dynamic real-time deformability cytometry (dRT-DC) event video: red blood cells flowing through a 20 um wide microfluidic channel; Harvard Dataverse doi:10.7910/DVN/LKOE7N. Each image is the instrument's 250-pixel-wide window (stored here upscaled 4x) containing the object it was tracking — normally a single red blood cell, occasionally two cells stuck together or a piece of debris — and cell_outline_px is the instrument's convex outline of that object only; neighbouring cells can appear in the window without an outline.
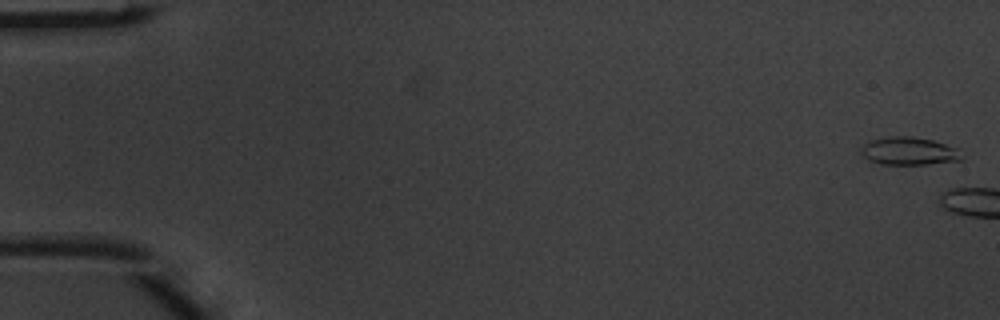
{"species": "common noctule bat (a hibernating species)", "species_latin": "Nyctalus noctula", "temperature_condition": "warm", "stored_images_in_passage": 5, "camera_frame_rate_fps": 3000, "um_per_image_px": 0.085, "animal": {"sex": "male", "body_mass_g": 20.1, "forearm_length_mm": 53.5}, "frame": {"image": 1, "passage_image": 1, "time_ms": 0.0, "image_size_px": [1000, 320], "cell_outline_px": [[964, 160], [928, 164], [880, 164], [868, 160], [860, 152], [860, 148], [868, 140], [888, 136], [912, 136], [932, 140], [960, 148], [964, 156]], "centroid_in_image_um": [77.3, 12.84], "position_along_channel_um": 7.7, "area_um2": 16.76}}